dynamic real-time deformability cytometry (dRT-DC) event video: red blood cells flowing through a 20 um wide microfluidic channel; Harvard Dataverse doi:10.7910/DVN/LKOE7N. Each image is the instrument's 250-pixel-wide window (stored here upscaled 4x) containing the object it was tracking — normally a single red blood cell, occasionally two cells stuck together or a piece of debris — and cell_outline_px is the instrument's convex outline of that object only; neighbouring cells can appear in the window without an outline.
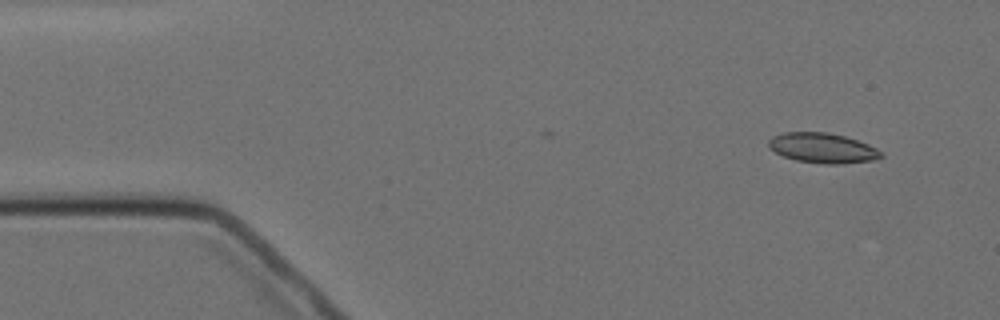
{"species": "Egyptian fruit bat (a non-hibernating species)", "species_latin": "Rousettus aegyptiacus", "temperature_condition": "cold", "stored_images_in_passage": 6, "segment_of_instrument_passage": [1, 2], "camera_frame_rate_fps": 3000, "um_per_image_px": 0.085, "animal": {"sex": "female"}, "frame": {"image": 1, "passage_image": 2, "time_ms": 1.0, "image_size_px": [1000, 320], "cell_outline_px": [[884, 156], [872, 160], [840, 164], [824, 164], [796, 160], [784, 156], [768, 148], [768, 140], [772, 136], [784, 132], [828, 132], [844, 136], [868, 144], [876, 148]], "centroid_in_image_um": [69.89, 12.57], "position_along_channel_um": 15.1, "area_um2": 19.59}}
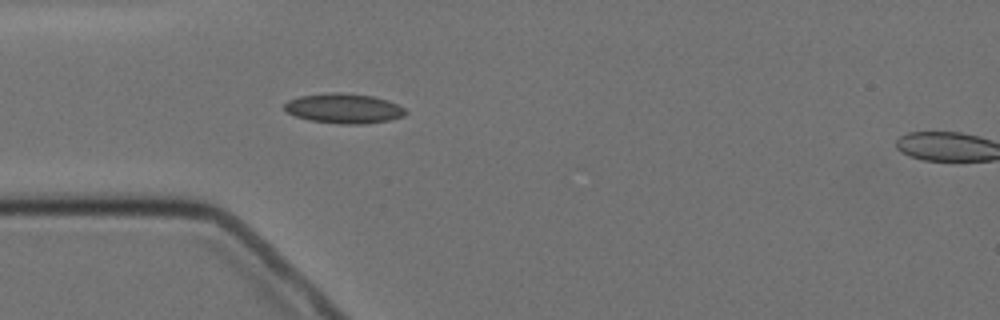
{"frame": {"image": 2, "passage_image": 5, "time_ms": 4.667, "image_size_px": [1000, 320], "cell_outline_px": [[408, 112], [404, 116], [388, 120], [364, 124], [340, 124], [308, 120], [296, 116], [288, 112], [284, 108], [284, 104], [288, 100], [300, 96], [328, 92], [340, 92], [372, 96], [388, 100], [404, 108]], "centroid_in_image_um": [29.22, 9.21], "position_along_channel_um": 55.8, "area_um2": 21.1}}